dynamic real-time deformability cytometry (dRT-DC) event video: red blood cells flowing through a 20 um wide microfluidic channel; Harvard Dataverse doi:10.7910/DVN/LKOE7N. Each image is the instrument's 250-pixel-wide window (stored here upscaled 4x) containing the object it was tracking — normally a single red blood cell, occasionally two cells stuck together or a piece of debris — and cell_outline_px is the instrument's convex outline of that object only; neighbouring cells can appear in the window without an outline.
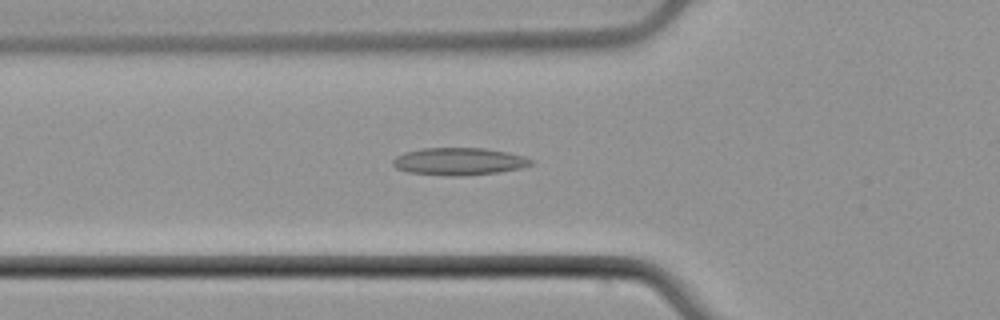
{"species": "common noctule bat (a hibernating species)", "species_latin": "Nyctalus noctula", "temperature_condition": "cold", "stored_images_in_passage": 53, "camera_frame_rate_fps": 3000, "um_per_image_px": 0.085, "animal": {"sex": "male", "body_mass_g": 21.5, "forearm_length_mm": 52.0}, "frame": {"image": 1, "passage_image": 19, "time_ms": 6.0, "image_size_px": [1000, 320], "cell_outline_px": [[532, 164], [520, 168], [500, 172], [464, 176], [452, 176], [408, 172], [396, 168], [392, 164], [392, 160], [396, 156], [404, 152], [420, 148], [484, 148], [508, 152], [524, 156], [532, 160]], "centroid_in_image_um": [38.99, 13.72], "position_along_channel_um": 86.8, "area_um2": 22.14}}
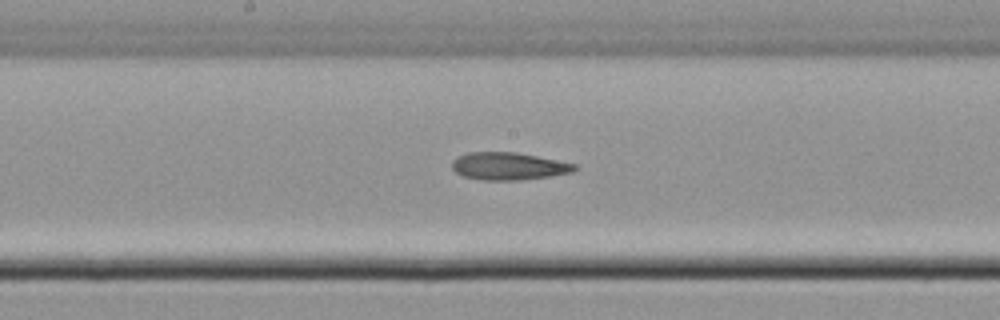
{"frame": {"image": 2, "passage_image": 28, "time_ms": 9.0, "image_size_px": [1000, 320], "cell_outline_px": [[576, 168], [572, 172], [548, 176], [520, 180], [480, 180], [464, 176], [456, 172], [452, 168], [452, 160], [456, 156], [468, 152], [516, 152], [576, 164]], "centroid_in_image_um": [43.17, 14.12], "position_along_channel_um": 205.0, "area_um2": 19.54}}
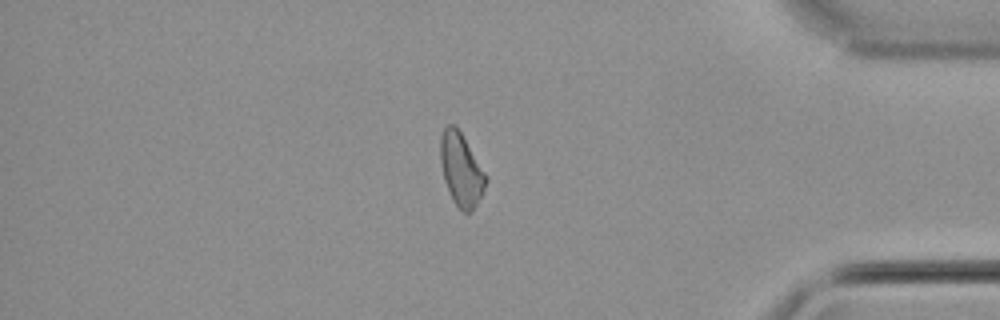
{"frame": {"image": 3, "passage_image": 45, "time_ms": 14.667, "image_size_px": [1000, 320], "cell_outline_px": [[488, 180], [472, 212], [464, 212], [456, 208], [452, 200], [444, 180], [440, 160], [440, 136], [444, 128], [448, 124], [452, 124], [460, 132], [484, 172]], "centroid_in_image_um": [39.16, 14.45], "position_along_channel_um": 396.0, "area_um2": 18.96}}